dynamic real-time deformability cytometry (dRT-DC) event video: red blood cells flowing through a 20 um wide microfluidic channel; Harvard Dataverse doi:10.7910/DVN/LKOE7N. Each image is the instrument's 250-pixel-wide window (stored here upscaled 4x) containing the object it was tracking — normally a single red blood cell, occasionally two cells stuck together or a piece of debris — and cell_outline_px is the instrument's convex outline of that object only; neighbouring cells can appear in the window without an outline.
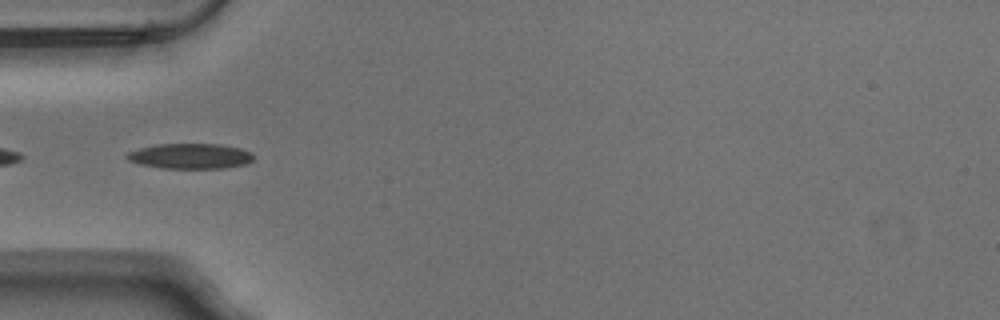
{"species": "Egyptian fruit bat (a non-hibernating species)", "species_latin": "Rousettus aegyptiacus", "temperature_condition": "warm", "stored_images_in_passage": 6, "camera_frame_rate_fps": 3000, "um_per_image_px": 0.085, "animal": {"sex": "male"}, "frame": {"image": 1, "passage_image": 3, "time_ms": 0.667, "image_size_px": [1000, 320], "cell_outline_px": [[252, 160], [248, 164], [224, 168], [164, 168], [140, 164], [128, 160], [124, 156], [128, 152], [140, 148], [156, 144], [220, 144], [240, 148], [252, 152]], "centroid_in_image_um": [16.18, 13.27], "position_along_channel_um": 68.8, "area_um2": 18.67}}